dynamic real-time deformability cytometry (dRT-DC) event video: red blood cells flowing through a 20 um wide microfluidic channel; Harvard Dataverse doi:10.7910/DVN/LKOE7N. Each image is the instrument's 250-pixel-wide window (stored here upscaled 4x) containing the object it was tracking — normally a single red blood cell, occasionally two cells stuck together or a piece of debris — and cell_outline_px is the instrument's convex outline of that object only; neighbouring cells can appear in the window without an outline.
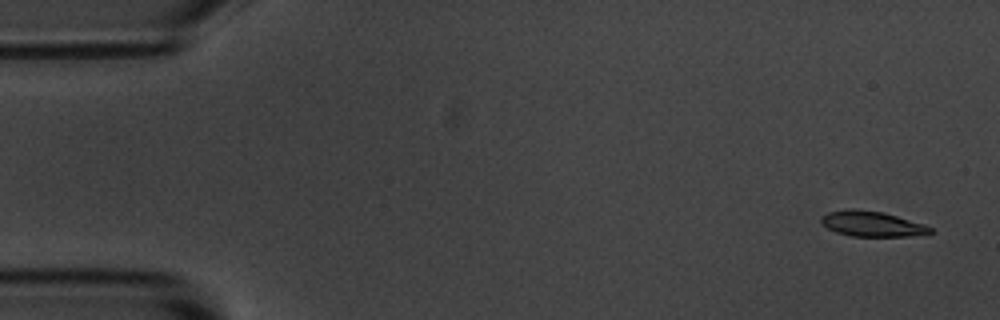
{"species": "common noctule bat (a hibernating species)", "species_latin": "Nyctalus noctula", "temperature_condition": "room temperature", "stored_images_in_passage": 4, "camera_frame_rate_fps": 3000, "um_per_image_px": 0.085, "animal": {"sex": "male", "body_mass_g": 20.1, "forearm_length_mm": 53.5}, "frame": {"image": 1, "passage_image": 1, "time_ms": 0.0, "image_size_px": [1000, 320], "cell_outline_px": [[932, 232], [908, 236], [852, 236], [836, 232], [828, 228], [820, 220], [820, 216], [828, 212], [848, 208], [852, 208], [884, 212], [924, 224], [932, 228]], "centroid_in_image_um": [74.08, 19.01], "position_along_channel_um": 10.9, "area_um2": 16.01}}
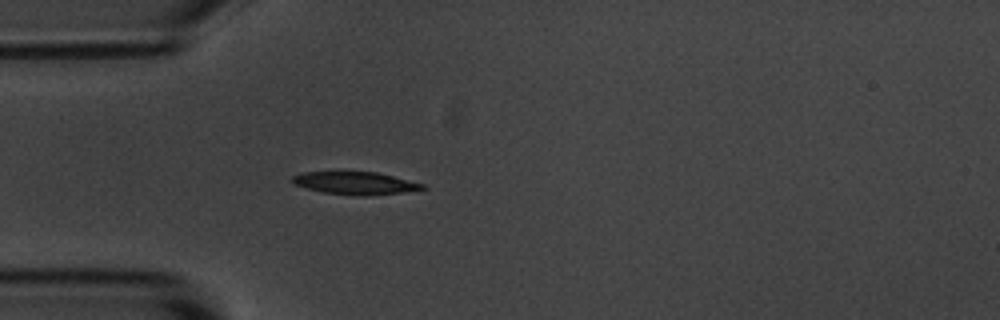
{"frame": {"image": 2, "passage_image": 4, "time_ms": 4.333, "image_size_px": [1000, 320], "cell_outline_px": [[428, 188], [400, 192], [364, 196], [324, 192], [292, 184], [292, 176], [304, 172], [340, 168], [376, 172], [424, 184]], "centroid_in_image_um": [30.1, 15.5], "position_along_channel_um": 54.9, "area_um2": 17.8}}